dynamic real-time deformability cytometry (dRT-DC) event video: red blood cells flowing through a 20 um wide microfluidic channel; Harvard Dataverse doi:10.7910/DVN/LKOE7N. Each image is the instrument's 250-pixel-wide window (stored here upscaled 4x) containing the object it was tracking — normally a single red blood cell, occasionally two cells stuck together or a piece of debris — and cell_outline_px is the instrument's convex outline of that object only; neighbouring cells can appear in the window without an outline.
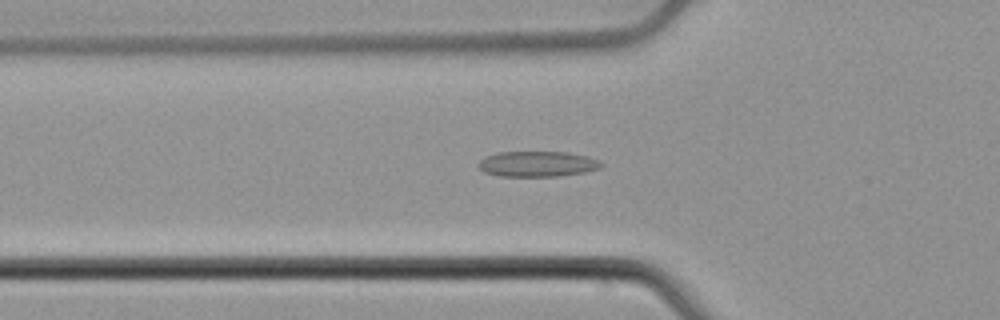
{"species": "common noctule bat (a hibernating species)", "species_latin": "Nyctalus noctula", "temperature_condition": "cold", "stored_images_in_passage": 52, "camera_frame_rate_fps": 3000, "um_per_image_px": 0.085, "animal": {"sex": "male", "body_mass_g": 21.5, "forearm_length_mm": 52.0}, "frame": {"image": 1, "passage_image": 17, "time_ms": 5.333, "image_size_px": [1000, 320], "cell_outline_px": [[604, 164], [600, 168], [584, 172], [556, 176], [500, 176], [484, 172], [476, 164], [484, 156], [496, 152], [568, 152], [588, 156], [600, 160]], "centroid_in_image_um": [45.67, 13.92], "position_along_channel_um": 80.1, "area_um2": 18.38}}
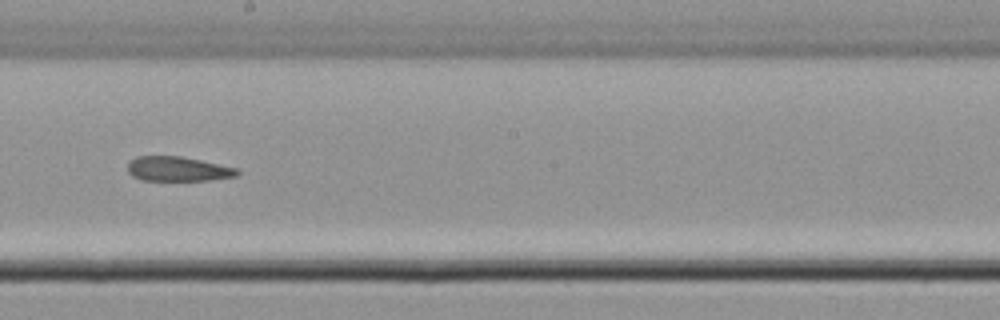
{"frame": {"image": 2, "passage_image": 29, "time_ms": 9.333, "image_size_px": [1000, 320], "cell_outline_px": [[240, 172], [236, 176], [208, 180], [140, 180], [132, 176], [128, 172], [128, 164], [136, 156], [180, 156], [200, 160], [236, 168]], "centroid_in_image_um": [15.09, 14.36], "position_along_channel_um": 233.1, "area_um2": 15.55}}
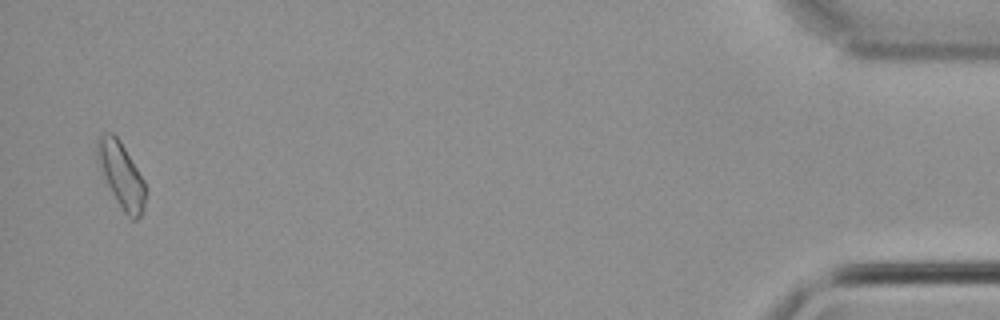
{"frame": {"image": 3, "passage_image": 51, "time_ms": 16.667, "image_size_px": [1000, 320], "cell_outline_px": [[144, 208], [140, 216], [136, 220], [132, 220], [124, 212], [112, 192], [96, 160], [96, 140], [100, 132], [112, 132], [120, 140], [144, 180]], "centroid_in_image_um": [10.27, 14.81], "position_along_channel_um": 424.9, "area_um2": 18.15}, "authors_computed_cell_mechanics": {"area_um2": 17.0221, "velocity_mm_per_s": 3.8268, "shape_relaxation_time_tau1_ms": null, "shape_relaxation_time_tau2_ms": 10.0702, "deformation_change_tau1": null, "deformation_change_tau2": 0.2104}}